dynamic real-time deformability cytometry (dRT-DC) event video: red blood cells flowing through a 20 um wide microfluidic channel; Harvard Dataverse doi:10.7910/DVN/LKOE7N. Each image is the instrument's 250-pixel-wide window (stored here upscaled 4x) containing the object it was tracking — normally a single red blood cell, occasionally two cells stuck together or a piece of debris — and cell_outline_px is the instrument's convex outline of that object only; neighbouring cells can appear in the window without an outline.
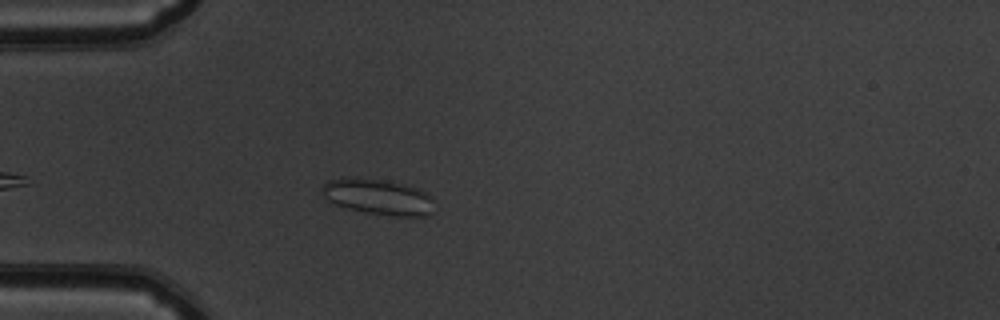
{"species": "common noctule bat (a hibernating species)", "species_latin": "Nyctalus noctula", "temperature_condition": "warm", "stored_images_in_passage": 38, "camera_frame_rate_fps": 3000, "um_per_image_px": 0.085, "animal": {"sex": "male", "body_mass_g": 19.5, "forearm_length_mm": 54.6}, "frame": {"image": 1, "passage_image": 3, "time_ms": 0.667, "image_size_px": [1000, 320], "cell_outline_px": [[432, 212], [428, 216], [392, 216], [368, 212], [336, 204], [328, 200], [320, 192], [324, 184], [328, 180], [344, 176], [388, 180], [420, 188], [428, 196]], "centroid_in_image_um": [32.09, 16.7], "position_along_channel_um": 52.9, "area_um2": 23.18}}
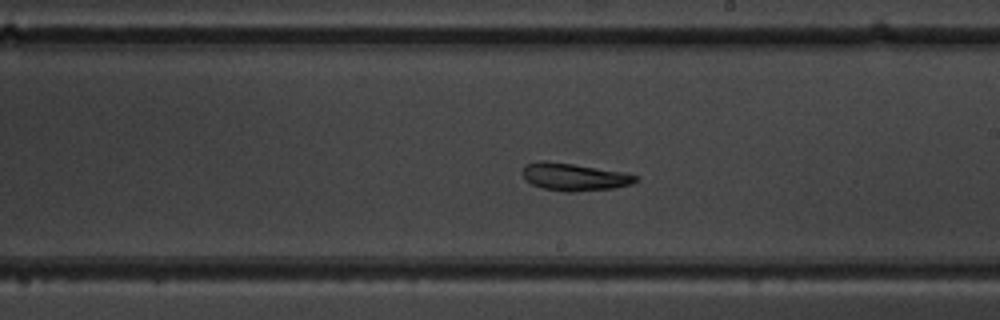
{"frame": {"image": 2, "passage_image": 15, "time_ms": 4.667, "image_size_px": [1000, 320], "cell_outline_px": [[640, 180], [632, 184], [612, 188], [572, 192], [564, 192], [544, 188], [532, 184], [520, 172], [524, 164], [536, 160], [548, 160], [624, 172], [640, 176]], "centroid_in_image_um": [48.8, 15.02], "position_along_channel_um": 240.2, "area_um2": 18.38}}
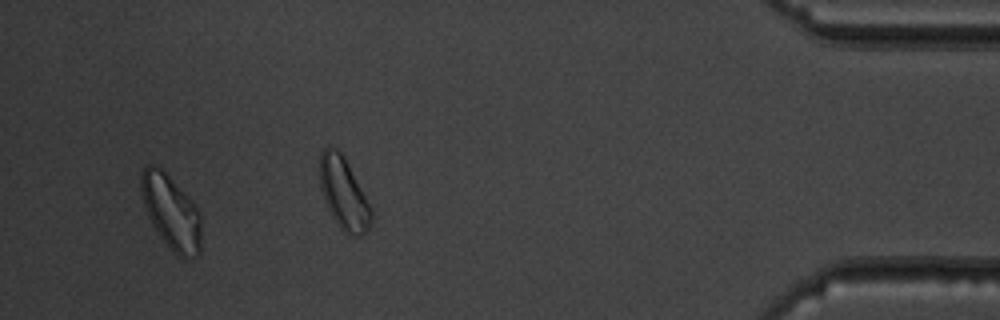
{"frame": {"image": 3, "passage_image": 35, "time_ms": 11.333, "image_size_px": [1000, 320], "cell_outline_px": [[200, 256], [180, 256], [160, 236], [148, 216], [144, 204], [140, 188], [140, 172], [144, 164], [160, 164], [192, 200], [200, 212]], "centroid_in_image_um": [14.52, 17.89], "position_along_channel_um": 420.7, "area_um2": 26.07}, "authors_computed_cell_mechanics": {"area_um2": 18.4382, "velocity_mm_per_s": 3.7952, "shape_relaxation_time_tau1_ms": 3.9822, "shape_relaxation_time_tau2_ms": 1.9855, "deformation_change_tau1": 0.1103, "deformation_change_tau2": 0.0834}}